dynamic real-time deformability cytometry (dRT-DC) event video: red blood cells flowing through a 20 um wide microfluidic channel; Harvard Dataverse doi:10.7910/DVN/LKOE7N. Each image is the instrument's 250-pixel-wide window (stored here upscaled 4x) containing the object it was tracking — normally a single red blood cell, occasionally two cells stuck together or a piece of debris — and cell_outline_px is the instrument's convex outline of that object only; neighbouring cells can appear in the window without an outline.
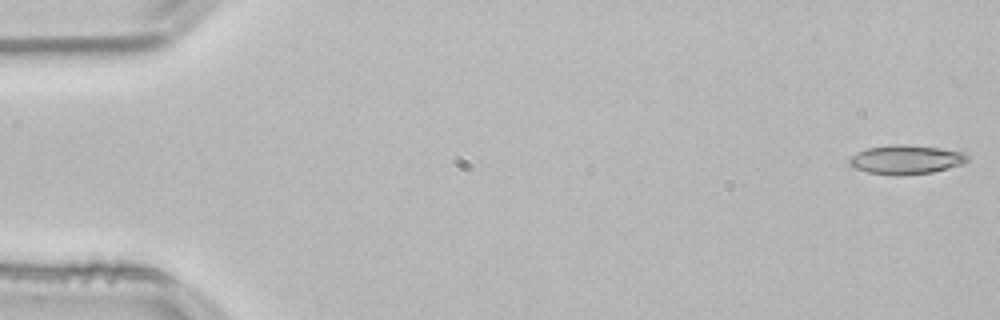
{"species": "common noctule bat (a hibernating species)", "species_latin": "Nyctalus noctula", "temperature_condition": "room temperature", "stored_images_in_passage": 44, "camera_frame_rate_fps": 3000, "um_per_image_px": 0.085, "animal": {"sex": "male", "body_mass_g": 21.5, "forearm_length_mm": 52.0}, "frame": {"image": 1, "passage_image": 1, "time_ms": 0.0, "image_size_px": [1000, 320], "cell_outline_px": [[968, 160], [964, 164], [932, 172], [868, 172], [856, 168], [848, 164], [848, 160], [852, 156], [868, 148], [888, 144], [904, 144], [936, 148], [964, 152], [968, 156]], "centroid_in_image_um": [77.05, 13.51], "position_along_channel_um": 8.0, "area_um2": 18.96}}
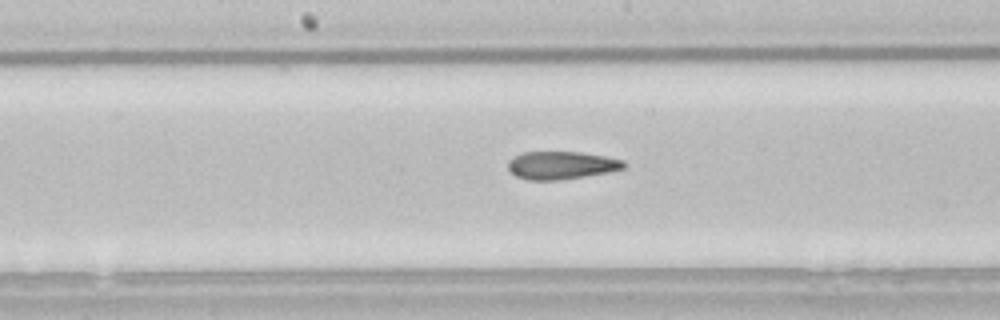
{"frame": {"image": 2, "passage_image": 27, "time_ms": 8.667, "image_size_px": [1000, 320], "cell_outline_px": [[628, 164], [624, 168], [608, 172], [560, 180], [528, 180], [516, 176], [508, 168], [508, 160], [524, 152], [580, 152], [604, 156], [624, 160]], "centroid_in_image_um": [47.73, 14.05], "position_along_channel_um": 200.5, "area_um2": 18.73}}
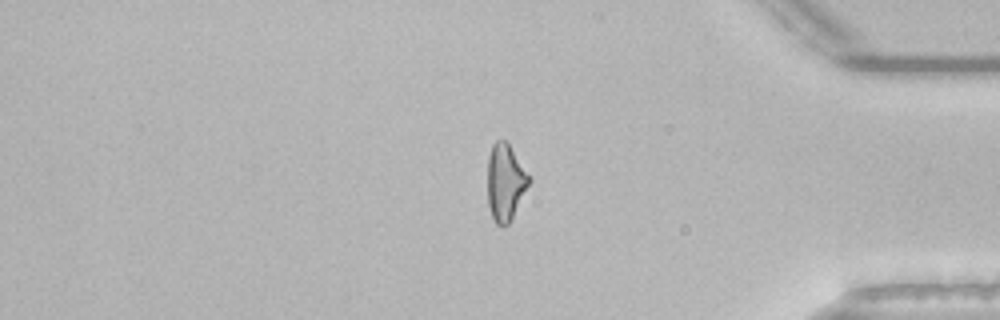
{"frame": {"image": 3, "passage_image": 44, "time_ms": 14.333, "image_size_px": [1000, 320], "cell_outline_px": [[532, 180], [508, 224], [504, 228], [500, 228], [496, 224], [492, 216], [488, 204], [488, 156], [492, 144], [496, 140], [508, 140]], "centroid_in_image_um": [42.96, 15.47], "position_along_channel_um": 392.2, "area_um2": 18.79}, "authors_computed_cell_mechanics": {"area_um2": 19.2763, "velocity_mm_per_s": 3.8475, "shape_relaxation_time_tau1_ms": null, "shape_relaxation_time_tau2_ms": 2.2164, "deformation_change_tau1": null, "deformation_change_tau2": 0.1068}}